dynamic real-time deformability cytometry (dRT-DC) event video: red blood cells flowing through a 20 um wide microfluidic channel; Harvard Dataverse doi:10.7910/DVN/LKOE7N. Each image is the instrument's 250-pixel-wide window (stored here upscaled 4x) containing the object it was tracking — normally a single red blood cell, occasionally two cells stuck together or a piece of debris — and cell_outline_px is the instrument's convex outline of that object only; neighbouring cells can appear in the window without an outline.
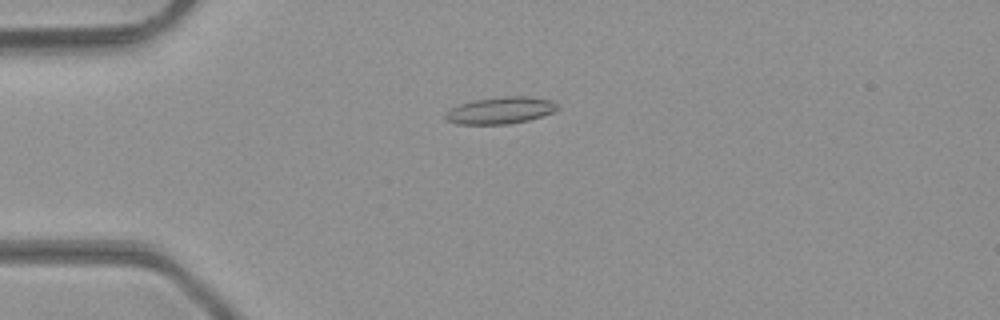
{"species": "common noctule bat (a hibernating species)", "species_latin": "Nyctalus noctula", "temperature_condition": "room temperature", "stored_images_in_passage": 38, "camera_frame_rate_fps": 3000, "um_per_image_px": 0.085, "animal": {"sex": "male", "body_mass_g": 23.1, "forearm_length_mm": 52.7}, "frame": {"image": 1, "passage_image": 2, "time_ms": 0.333, "image_size_px": [1000, 320], "cell_outline_px": [[560, 108], [552, 112], [528, 120], [508, 124], [456, 124], [448, 120], [444, 116], [444, 112], [460, 104], [472, 100], [504, 96], [528, 96], [552, 100]], "centroid_in_image_um": [42.52, 9.37], "position_along_channel_um": 42.5, "area_um2": 17.51}}
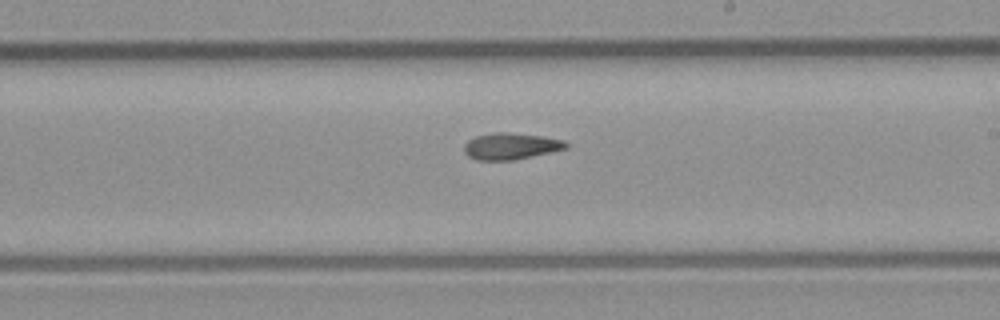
{"frame": {"image": 2, "passage_image": 18, "time_ms": 5.667, "image_size_px": [1000, 320], "cell_outline_px": [[568, 148], [552, 152], [512, 160], [476, 160], [468, 156], [464, 152], [464, 144], [468, 140], [476, 136], [496, 132], [508, 132], [544, 136], [564, 140], [568, 144]], "centroid_in_image_um": [43.43, 12.42], "position_along_channel_um": 245.6, "area_um2": 15.84}}
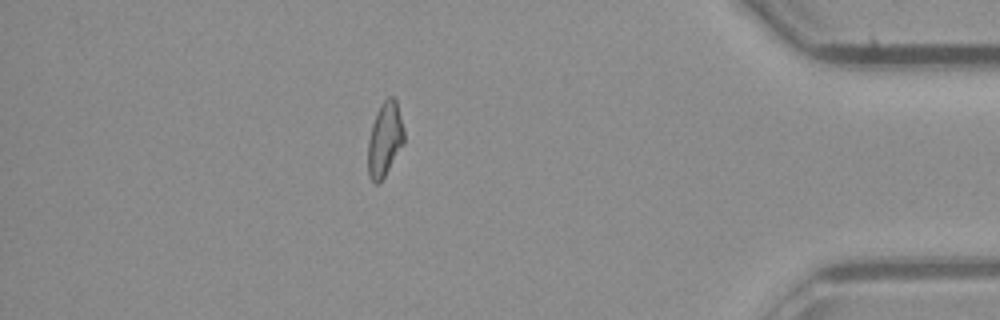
{"frame": {"image": 3, "passage_image": 32, "time_ms": 10.333, "image_size_px": [1000, 320], "cell_outline_px": [[404, 144], [380, 184], [376, 184], [372, 180], [368, 172], [368, 140], [372, 124], [376, 112], [380, 104], [388, 96], [392, 96], [396, 100], [404, 128]], "centroid_in_image_um": [32.71, 11.84], "position_along_channel_um": 402.5, "area_um2": 15.78}}